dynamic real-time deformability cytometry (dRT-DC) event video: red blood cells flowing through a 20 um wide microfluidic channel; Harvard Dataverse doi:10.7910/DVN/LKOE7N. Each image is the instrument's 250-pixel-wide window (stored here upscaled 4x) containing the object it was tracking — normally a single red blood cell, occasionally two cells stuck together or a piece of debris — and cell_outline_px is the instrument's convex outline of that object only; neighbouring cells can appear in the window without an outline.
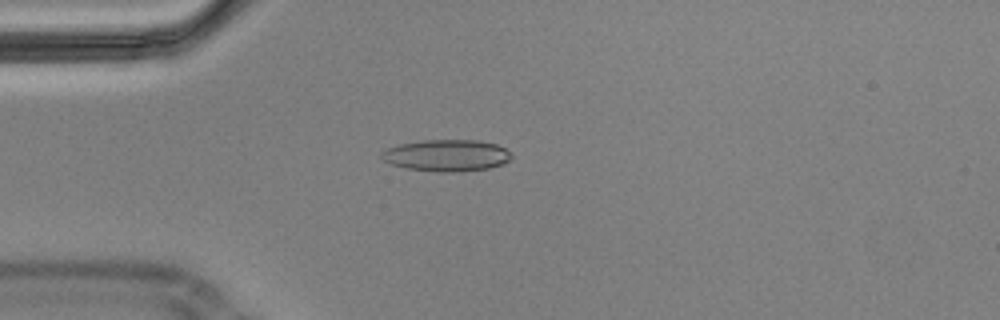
{"species": "Egyptian fruit bat (a non-hibernating species)", "species_latin": "Rousettus aegyptiacus", "temperature_condition": "cold", "stored_images_in_passage": 4, "camera_frame_rate_fps": 3000, "um_per_image_px": 0.085, "animal": {"sex": "male"}, "frame": {"image": 1, "passage_image": 4, "time_ms": 1.0, "image_size_px": [1000, 320], "cell_outline_px": [[512, 156], [504, 164], [488, 168], [460, 172], [440, 172], [408, 168], [392, 164], [384, 160], [380, 156], [380, 152], [388, 148], [400, 144], [424, 140], [476, 140], [496, 144], [512, 152]], "centroid_in_image_um": [37.99, 13.21], "position_along_channel_um": 47.0, "area_um2": 23.93}}